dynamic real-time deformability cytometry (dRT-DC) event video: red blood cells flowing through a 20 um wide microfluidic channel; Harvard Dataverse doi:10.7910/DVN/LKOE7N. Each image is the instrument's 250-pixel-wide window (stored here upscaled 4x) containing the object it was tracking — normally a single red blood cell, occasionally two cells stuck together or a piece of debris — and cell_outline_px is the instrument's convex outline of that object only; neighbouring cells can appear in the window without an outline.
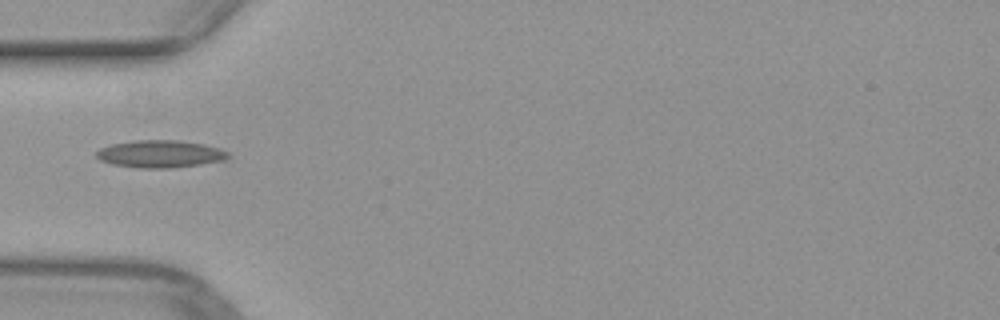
{"species": "common noctule bat (a hibernating species)", "species_latin": "Nyctalus noctula", "temperature_condition": "warm", "stored_images_in_passage": 7, "camera_frame_rate_fps": 3000, "um_per_image_px": 0.085, "animal": {"sex": "female", "body_mass_g": 29.2, "forearm_length_mm": 56.3}, "frame": {"image": 1, "passage_image": 1, "time_ms": 0.0, "image_size_px": [1000, 320], "cell_outline_px": [[232, 156], [228, 160], [172, 168], [140, 168], [112, 164], [100, 160], [96, 156], [96, 152], [100, 148], [112, 144], [136, 140], [176, 140], [204, 144], [220, 148], [228, 152]], "centroid_in_image_um": [13.66, 13.09], "position_along_channel_um": 71.3, "area_um2": 21.15}}
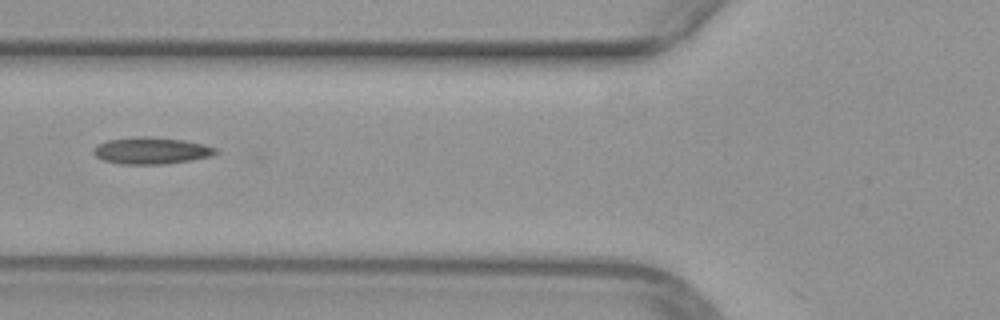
{"frame": {"image": 2, "passage_image": 4, "time_ms": 1.0, "image_size_px": [1000, 320], "cell_outline_px": [[216, 152], [212, 156], [192, 160], [164, 164], [124, 164], [104, 160], [96, 156], [92, 152], [92, 148], [96, 144], [108, 140], [136, 136], [148, 136], [184, 140], [204, 144], [216, 148]], "centroid_in_image_um": [12.84, 12.79], "position_along_channel_um": 113.0, "area_um2": 19.13}}